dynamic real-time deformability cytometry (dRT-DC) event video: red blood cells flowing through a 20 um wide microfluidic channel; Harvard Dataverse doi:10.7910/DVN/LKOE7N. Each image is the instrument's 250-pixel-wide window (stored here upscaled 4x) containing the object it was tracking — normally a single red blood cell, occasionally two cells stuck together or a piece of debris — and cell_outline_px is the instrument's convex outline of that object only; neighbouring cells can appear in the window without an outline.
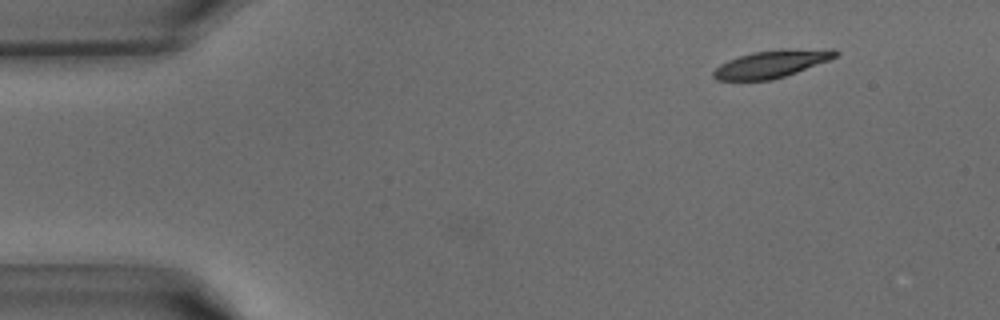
{"species": "common noctule bat (a hibernating species)", "species_latin": "Nyctalus noctula", "temperature_condition": "warm", "stored_images_in_passage": 37, "camera_frame_rate_fps": 3000, "um_per_image_px": 0.085, "animal": {"sex": "male", "body_mass_g": 15.6}, "frame": {"image": 1, "passage_image": 1, "time_ms": 0.0, "image_size_px": [1000, 320], "cell_outline_px": [[840, 52], [836, 56], [828, 60], [796, 72], [772, 80], [716, 80], [712, 76], [712, 72], [720, 64], [728, 60], [752, 52], [780, 48], [832, 48]], "centroid_in_image_um": [65.6, 5.4], "position_along_channel_um": 19.4, "area_um2": 19.71}}
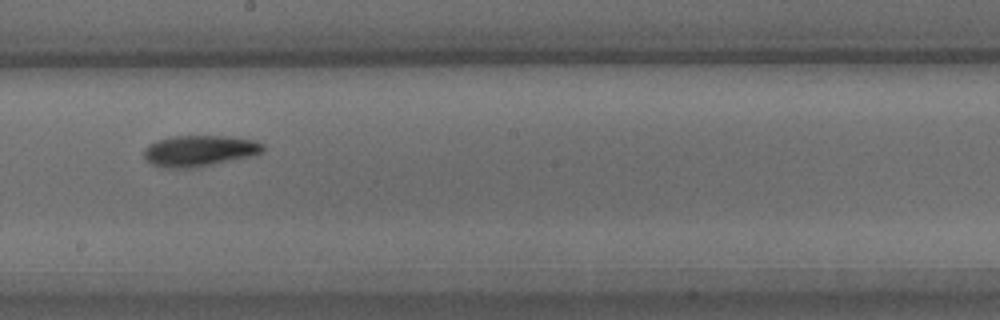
{"frame": {"image": 2, "passage_image": 19, "time_ms": 6.0, "image_size_px": [1000, 320], "cell_outline_px": [[264, 152], [248, 156], [212, 164], [192, 168], [164, 168], [152, 164], [144, 156], [144, 148], [148, 144], [156, 140], [172, 136], [232, 136], [256, 140], [264, 144]], "centroid_in_image_um": [16.94, 12.8], "position_along_channel_um": 231.3, "area_um2": 21.56}}
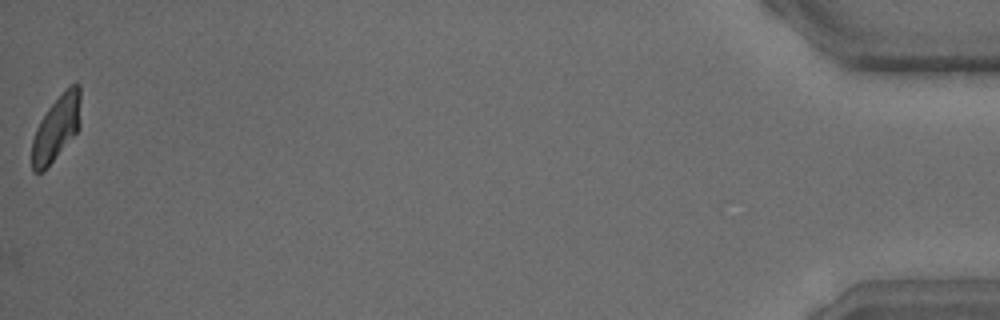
{"frame": {"image": 3, "passage_image": 37, "time_ms": 12.0, "image_size_px": [1000, 320], "cell_outline_px": [[80, 128], [44, 172], [32, 172], [32, 140], [36, 128], [40, 120], [48, 108], [72, 84], [80, 84]], "centroid_in_image_um": [4.78, 10.94], "position_along_channel_um": 430.4, "area_um2": 18.38}}